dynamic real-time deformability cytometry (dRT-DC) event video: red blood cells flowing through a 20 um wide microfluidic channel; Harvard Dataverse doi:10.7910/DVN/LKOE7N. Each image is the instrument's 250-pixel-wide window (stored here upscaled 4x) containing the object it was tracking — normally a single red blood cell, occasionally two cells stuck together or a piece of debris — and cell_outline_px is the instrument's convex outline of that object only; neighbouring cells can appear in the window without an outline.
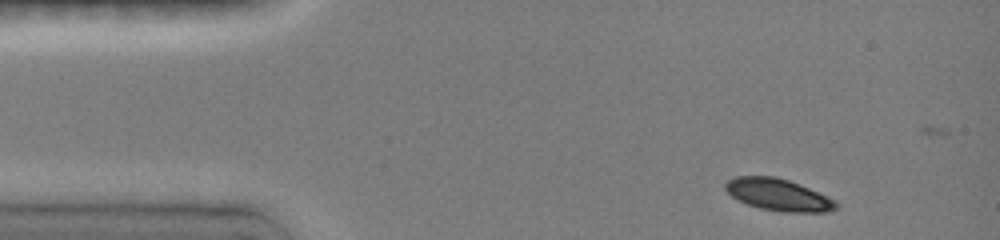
{"species": "common noctule bat (a hibernating species)", "species_latin": "Nyctalus noctula", "temperature_condition": "room temperature", "stored_images_in_passage": 4, "camera_frame_rate_fps": 3000, "um_per_image_px": 0.085, "animal": {"sex": "female", "body_mass_g": 19.0, "forearm_length_mm": 51.5}, "frame": {"image": 1, "passage_image": 1, "time_ms": 0.0, "image_size_px": [1000, 240], "cell_outline_px": [[840, 204], [836, 208], [824, 212], [780, 212], [760, 208], [748, 204], [732, 196], [724, 188], [724, 184], [728, 180], [736, 176], [776, 176], [800, 184], [836, 200]], "centroid_in_image_um": [66.17, 16.55], "position_along_channel_um": 18.8, "area_um2": 20.58}}